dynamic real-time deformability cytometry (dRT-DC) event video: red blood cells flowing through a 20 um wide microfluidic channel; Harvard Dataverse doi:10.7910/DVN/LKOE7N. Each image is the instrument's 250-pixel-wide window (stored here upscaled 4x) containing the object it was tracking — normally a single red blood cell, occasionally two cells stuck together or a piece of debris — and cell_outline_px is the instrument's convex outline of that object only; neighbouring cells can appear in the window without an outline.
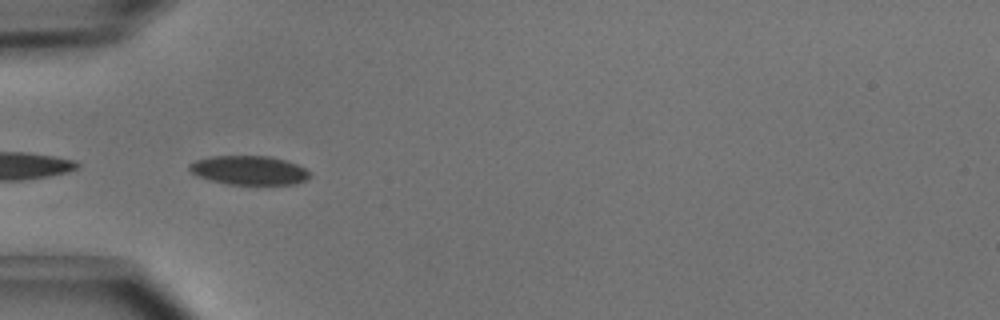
{"species": "common noctule bat (a hibernating species)", "species_latin": "Nyctalus noctula", "temperature_condition": "cold", "stored_images_in_passage": 6, "camera_frame_rate_fps": 3000, "um_per_image_px": 0.085, "animal": {"sex": "male", "body_mass_g": 15.6}, "frame": {"image": 1, "passage_image": 4, "time_ms": 1.0, "image_size_px": [1000, 320], "cell_outline_px": [[312, 176], [308, 180], [296, 184], [228, 184], [196, 176], [188, 168], [188, 164], [196, 160], [212, 156], [268, 156], [288, 160], [312, 172]], "centroid_in_image_um": [21.22, 14.47], "position_along_channel_um": 63.8, "area_um2": 20.52}}
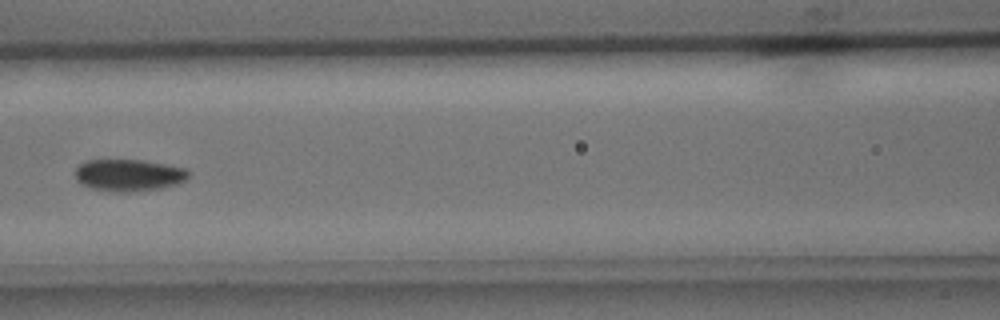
{"frame": {"image": 2, "passage_image": 6, "time_ms": 1.667, "image_size_px": [1000, 320], "cell_outline_px": [[192, 172], [188, 180], [176, 184], [160, 188], [132, 192], [112, 192], [92, 188], [80, 184], [76, 180], [76, 168], [84, 160], [144, 160], [188, 168]], "centroid_in_image_um": [10.99, 14.89], "position_along_channel_um": 155.6, "area_um2": 21.5}}